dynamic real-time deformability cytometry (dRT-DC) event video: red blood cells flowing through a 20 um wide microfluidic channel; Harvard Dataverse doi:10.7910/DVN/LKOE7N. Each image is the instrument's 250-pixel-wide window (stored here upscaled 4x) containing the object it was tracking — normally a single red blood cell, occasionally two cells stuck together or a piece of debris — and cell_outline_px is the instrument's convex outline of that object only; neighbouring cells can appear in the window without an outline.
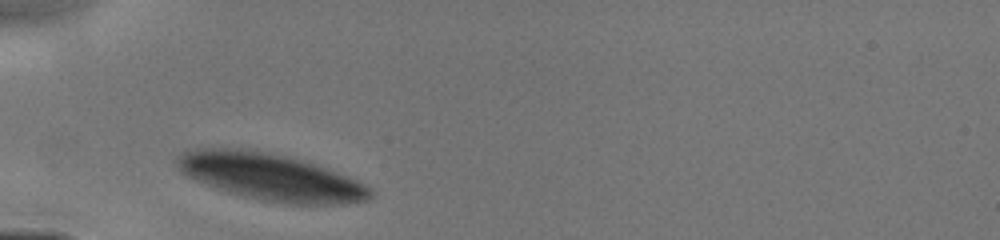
{"species": "human", "species_latin": "Homo sapiens", "temperature_condition": "cold", "stored_images_in_passage": 8, "camera_frame_rate_fps": 3000, "um_per_image_px": 0.085, "donor": {"sex": "male"}, "frame": {"image": 1, "passage_image": 1, "time_ms": 0.0, "image_size_px": [1000, 240], "cell_outline_px": [[372, 196], [368, 200], [340, 204], [288, 204], [260, 200], [240, 196], [192, 180], [184, 176], [180, 172], [176, 164], [176, 160], [184, 152], [196, 148], [240, 148], [268, 152], [288, 156], [336, 172], [356, 180], [364, 184], [372, 192]], "centroid_in_image_um": [22.92, 15.04], "position_along_channel_um": 62.1, "area_um2": 52.71}}
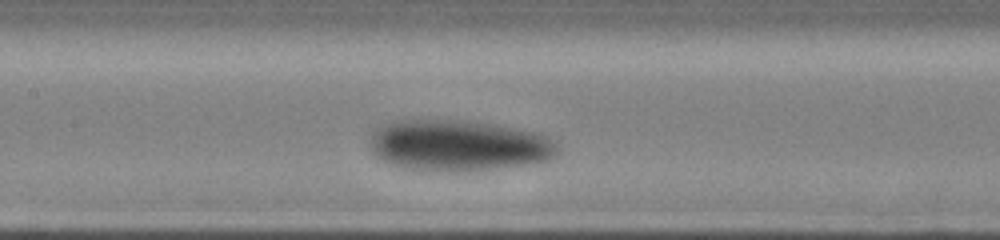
{"frame": {"image": 2, "passage_image": 5, "time_ms": 2.667, "image_size_px": [1000, 240], "cell_outline_px": [[556, 156], [548, 160], [536, 164], [468, 172], [448, 172], [404, 168], [388, 164], [376, 156], [372, 152], [372, 132], [380, 124], [392, 120], [468, 120], [496, 124], [540, 132], [556, 140]], "centroid_in_image_um": [39.02, 12.37], "position_along_channel_um": 168.4, "area_um2": 57.16}}
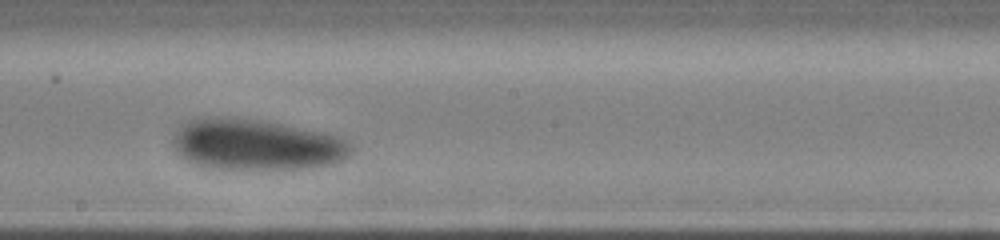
{"frame": {"image": 3, "passage_image": 7, "time_ms": 4.0, "image_size_px": [1000, 240], "cell_outline_px": [[352, 148], [348, 156], [332, 164], [308, 168], [268, 172], [236, 172], [208, 168], [196, 164], [180, 156], [176, 152], [172, 144], [172, 136], [176, 128], [180, 124], [196, 116], [232, 116], [260, 120], [320, 132], [336, 136], [348, 140], [352, 144]], "centroid_in_image_um": [21.68, 12.34], "position_along_channel_um": 226.5, "area_um2": 55.03}}